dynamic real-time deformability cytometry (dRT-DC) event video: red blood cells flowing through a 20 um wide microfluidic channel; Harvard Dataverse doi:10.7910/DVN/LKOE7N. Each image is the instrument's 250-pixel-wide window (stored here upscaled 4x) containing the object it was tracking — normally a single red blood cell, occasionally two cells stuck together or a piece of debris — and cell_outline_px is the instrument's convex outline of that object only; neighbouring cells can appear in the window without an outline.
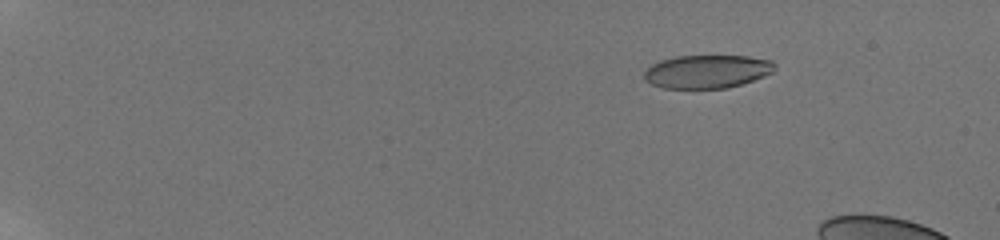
{"species": "human", "species_latin": "Homo sapiens", "temperature_condition": "room temperature", "stored_images_in_passage": 23, "camera_frame_rate_fps": 3000, "um_per_image_px": 0.085, "donor": {"sex": "male"}, "frame": {"image": 1, "passage_image": 11, "time_ms": 3.333, "image_size_px": [1000, 240], "cell_outline_px": [[776, 68], [772, 72], [764, 76], [728, 88], [664, 88], [652, 84], [644, 80], [644, 72], [652, 64], [660, 60], [676, 56], [748, 56], [772, 60], [776, 64]], "centroid_in_image_um": [60.11, 6.07], "position_along_channel_um": 24.9, "area_um2": 25.32}}